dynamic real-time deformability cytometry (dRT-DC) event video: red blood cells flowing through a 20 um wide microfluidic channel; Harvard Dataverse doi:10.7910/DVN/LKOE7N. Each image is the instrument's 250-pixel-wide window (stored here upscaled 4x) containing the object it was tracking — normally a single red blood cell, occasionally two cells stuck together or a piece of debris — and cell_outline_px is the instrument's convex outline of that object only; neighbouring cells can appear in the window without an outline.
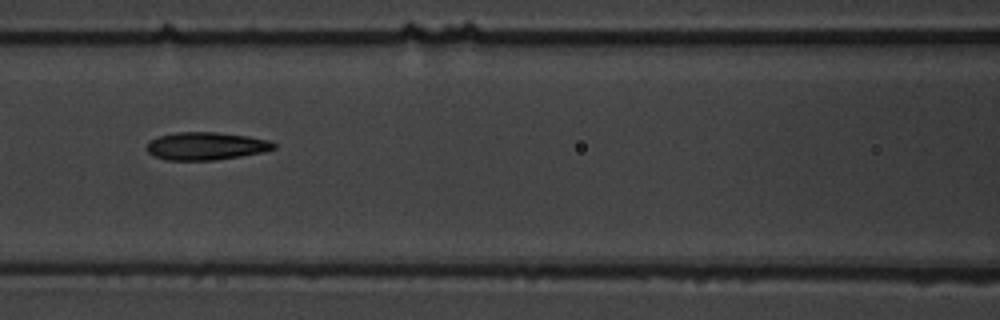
{"species": "common noctule bat (a hibernating species)", "species_latin": "Nyctalus noctula", "temperature_condition": "warm", "stored_images_in_passage": 15, "camera_frame_rate_fps": 3000, "um_per_image_px": 0.085, "animal": {"sex": "male", "body_mass_g": 19.5, "forearm_length_mm": 54.6}, "frame": {"image": 1, "passage_image": 7, "time_ms": 8.0, "image_size_px": [1000, 320], "cell_outline_px": [[276, 148], [264, 152], [216, 160], [164, 160], [152, 156], [148, 152], [148, 140], [160, 136], [176, 132], [216, 132], [248, 136], [268, 140], [276, 144]], "centroid_in_image_um": [17.5, 12.42], "position_along_channel_um": 149.1, "area_um2": 20.63}}
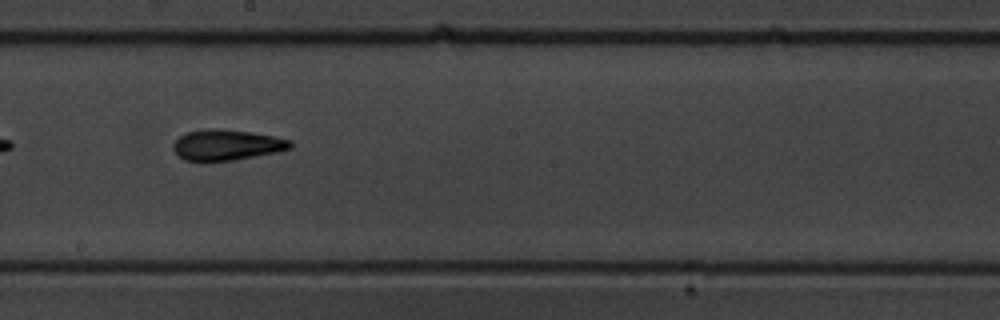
{"frame": {"image": 2, "passage_image": 9, "time_ms": 10.333, "image_size_px": [1000, 320], "cell_outline_px": [[292, 148], [276, 152], [232, 160], [204, 164], [200, 164], [184, 160], [172, 148], [172, 144], [184, 132], [208, 128], [220, 128], [252, 132], [276, 136], [292, 140]], "centroid_in_image_um": [19.22, 12.33], "position_along_channel_um": 229.0, "area_um2": 21.68}}
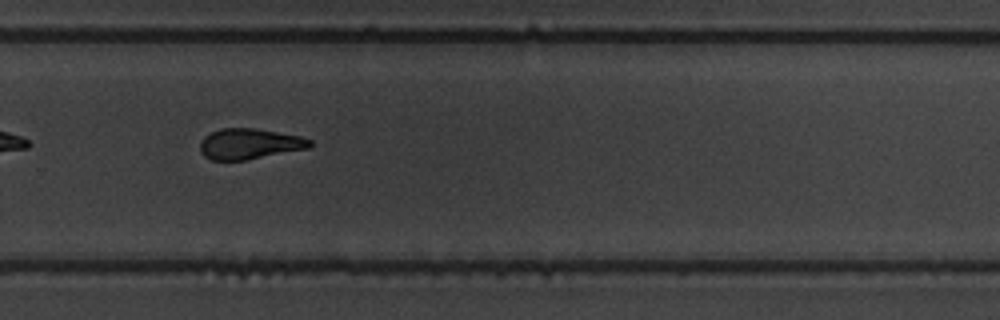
{"frame": {"image": 3, "passage_image": 11, "time_ms": 12.667, "image_size_px": [1000, 320], "cell_outline_px": [[312, 144], [308, 148], [248, 160], [212, 160], [204, 156], [200, 152], [200, 140], [204, 136], [220, 128], [252, 128], [300, 136], [312, 140]], "centroid_in_image_um": [21.17, 12.23], "position_along_channel_um": 308.6, "area_um2": 19.59}, "authors_computed_cell_mechanics": {"area_um2": 20.6346, "velocity_mm_per_s": 3.4394, "shape_relaxation_time_tau1_ms": 2.9753, "shape_relaxation_time_tau2_ms": 2.2152, "deformation_change_tau1": 0.1345, "deformation_change_tau2": 0.0824}}